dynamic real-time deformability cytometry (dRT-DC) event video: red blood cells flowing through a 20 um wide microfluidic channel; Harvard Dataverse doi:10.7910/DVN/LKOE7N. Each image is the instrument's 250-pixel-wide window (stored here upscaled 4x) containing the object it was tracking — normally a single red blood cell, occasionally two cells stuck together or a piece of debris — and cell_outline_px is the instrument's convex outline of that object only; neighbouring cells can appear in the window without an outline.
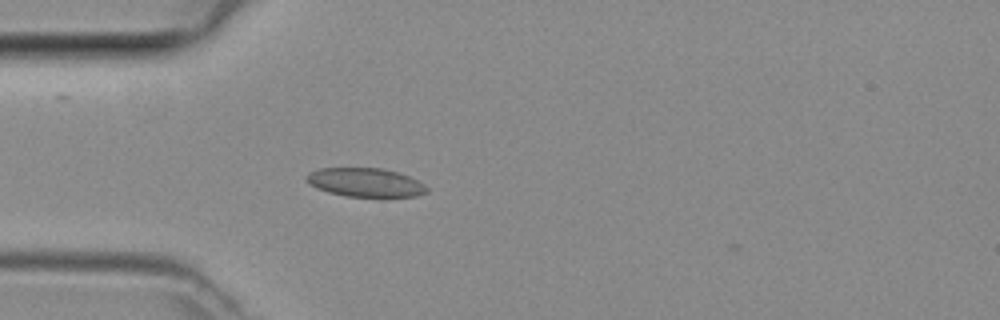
{"species": "common noctule bat (a hibernating species)", "species_latin": "Nyctalus noctula", "temperature_condition": "room temperature", "stored_images_in_passage": 36, "camera_frame_rate_fps": 3000, "um_per_image_px": 0.085, "animal": {"sex": "female", "body_mass_g": 29.2, "forearm_length_mm": 56.3}, "frame": {"image": 1, "passage_image": 2, "time_ms": 0.333, "image_size_px": [1000, 320], "cell_outline_px": [[428, 192], [416, 196], [384, 200], [344, 196], [328, 192], [316, 188], [308, 184], [304, 180], [304, 176], [308, 172], [320, 168], [384, 168], [408, 176], [424, 184], [428, 188]], "centroid_in_image_um": [31.06, 15.56], "position_along_channel_um": 53.9, "area_um2": 21.27}}
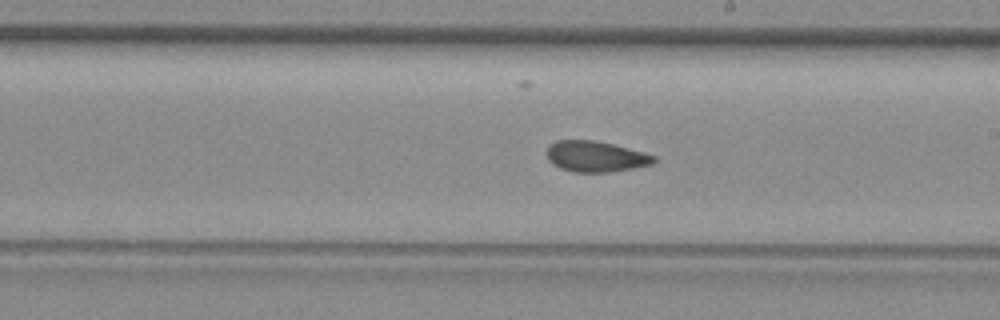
{"frame": {"image": 2, "passage_image": 15, "time_ms": 4.667, "image_size_px": [1000, 320], "cell_outline_px": [[656, 160], [652, 164], [632, 168], [608, 172], [572, 172], [560, 168], [552, 164], [548, 160], [548, 148], [556, 140], [596, 140], [644, 152], [656, 156]], "centroid_in_image_um": [50.63, 13.3], "position_along_channel_um": 238.4, "area_um2": 19.13}}
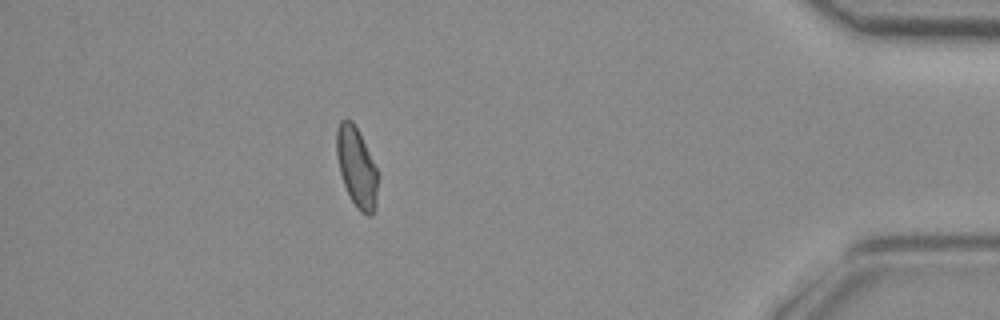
{"frame": {"image": 3, "passage_image": 30, "time_ms": 9.667, "image_size_px": [1000, 320], "cell_outline_px": [[376, 200], [372, 216], [368, 216], [360, 212], [356, 208], [344, 184], [340, 172], [336, 156], [336, 132], [340, 120], [352, 120], [376, 168]], "centroid_in_image_um": [30.27, 14.23], "position_along_channel_um": 404.9, "area_um2": 18.55}}